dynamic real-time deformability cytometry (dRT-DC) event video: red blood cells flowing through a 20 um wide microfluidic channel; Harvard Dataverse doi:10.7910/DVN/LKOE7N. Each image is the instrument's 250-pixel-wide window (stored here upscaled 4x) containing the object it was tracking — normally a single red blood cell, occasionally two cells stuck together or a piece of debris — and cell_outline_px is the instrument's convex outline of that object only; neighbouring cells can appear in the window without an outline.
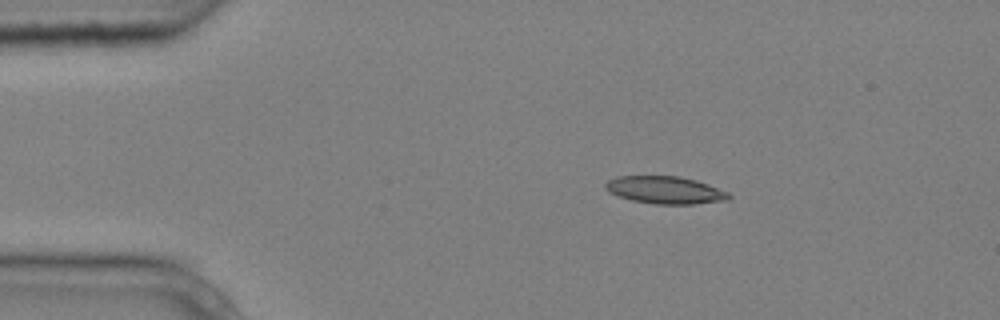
{"species": "common noctule bat (a hibernating species)", "species_latin": "Nyctalus noctula", "temperature_condition": "cold", "stored_images_in_passage": 11, "camera_frame_rate_fps": 3000, "um_per_image_px": 0.085, "animal": {"sex": "male", "body_mass_g": 20.4}, "frame": {"image": 1, "passage_image": 2, "time_ms": 0.333, "image_size_px": [1000, 320], "cell_outline_px": [[732, 196], [728, 200], [692, 204], [656, 204], [632, 200], [608, 192], [604, 188], [604, 184], [608, 180], [616, 176], [680, 176], [696, 180], [708, 184], [728, 192]], "centroid_in_image_um": [56.53, 16.15], "position_along_channel_um": 28.5, "area_um2": 19.77}}
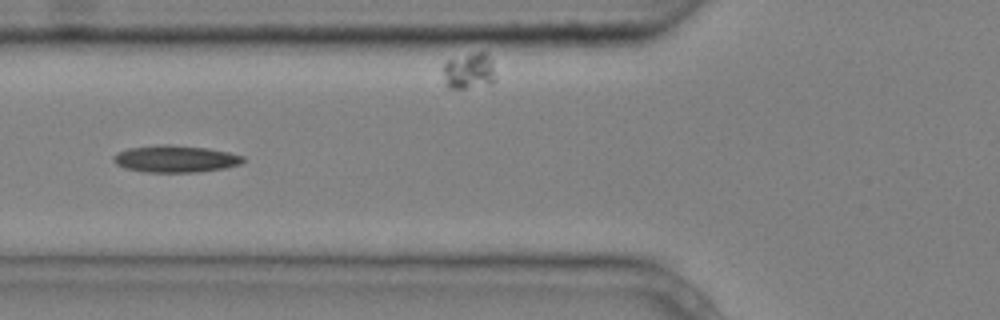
{"frame": {"image": 2, "passage_image": 5, "time_ms": 1.333, "image_size_px": [1000, 320], "cell_outline_px": [[244, 160], [240, 164], [224, 168], [196, 172], [144, 172], [124, 168], [116, 164], [112, 160], [112, 156], [116, 152], [128, 148], [160, 144], [172, 144], [208, 148], [228, 152], [244, 156]], "centroid_in_image_um": [14.86, 13.49], "position_along_channel_um": 110.9, "area_um2": 20.58}}
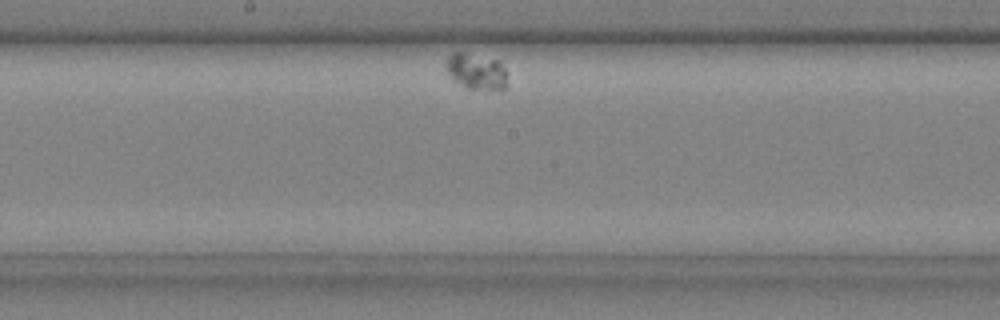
{"frame": {"image": 3, "passage_image": 8, "time_ms": 2.333, "image_size_px": [1000, 320], "cell_outline_px": [[504, 88], [464, 88], [452, 80], [444, 68], [448, 56], [452, 52], [464, 52], [500, 60], [504, 68]], "centroid_in_image_um": [40.38, 6.02], "position_along_channel_um": 207.8, "area_um2": 12.72}}